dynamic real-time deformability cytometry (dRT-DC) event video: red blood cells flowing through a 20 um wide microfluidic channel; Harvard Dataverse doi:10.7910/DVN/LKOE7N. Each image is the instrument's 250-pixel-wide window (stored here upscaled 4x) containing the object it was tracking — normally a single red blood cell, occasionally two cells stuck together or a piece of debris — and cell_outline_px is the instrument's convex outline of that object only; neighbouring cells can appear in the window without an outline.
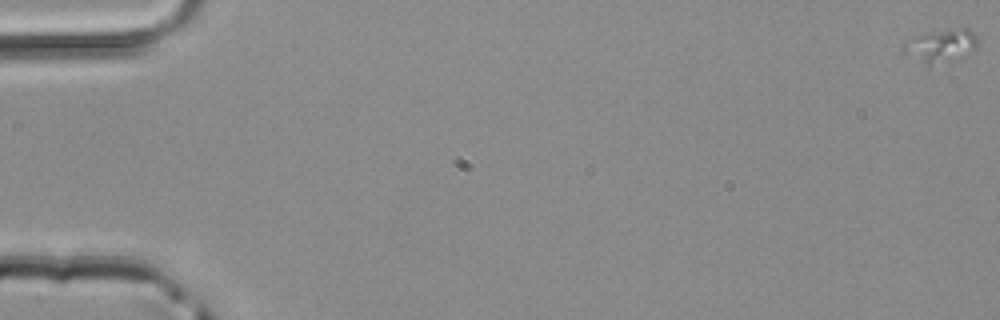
{"species": "common noctule bat (a hibernating species)", "species_latin": "Nyctalus noctula", "temperature_condition": "room temperature", "stored_images_in_passage": 52, "camera_frame_rate_fps": 3000, "um_per_image_px": 0.085, "animal": {"sex": "male", "body_mass_g": 20.4}, "frame": {"image": 1, "passage_image": 1, "time_ms": 0.0, "image_size_px": [1000, 320], "cell_outline_px": [[976, 48], [928, 64], [904, 52], [904, 44], [916, 36], [928, 32], [960, 28], [968, 28], [976, 36]], "centroid_in_image_um": [79.95, 3.79], "position_along_channel_um": 5.0, "area_um2": 12.66}}